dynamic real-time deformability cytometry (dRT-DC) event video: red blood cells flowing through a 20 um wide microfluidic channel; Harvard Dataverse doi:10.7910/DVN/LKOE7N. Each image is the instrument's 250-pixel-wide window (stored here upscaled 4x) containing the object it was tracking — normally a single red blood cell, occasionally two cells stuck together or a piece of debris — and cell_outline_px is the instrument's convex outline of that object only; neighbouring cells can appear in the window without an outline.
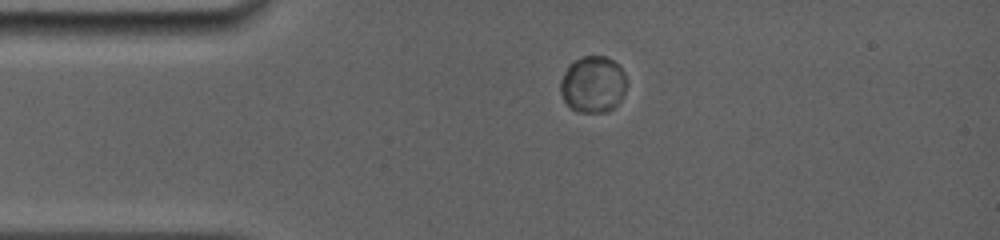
{"species": "common noctule bat (a hibernating species)", "species_latin": "Nyctalus noctula", "temperature_condition": "room temperature", "stored_images_in_passage": 3, "camera_frame_rate_fps": 5000, "um_per_image_px": 0.085, "animal": {"sex": "female", "body_mass_g": 19.0, "forearm_length_mm": 56.7}, "frame": {"image": 1, "passage_image": 2, "time_ms": 1.0, "image_size_px": [1000, 240], "cell_outline_px": [[628, 84], [620, 100], [608, 112], [576, 112], [564, 100], [560, 92], [560, 80], [568, 64], [584, 56], [604, 56], [620, 64], [624, 72]], "centroid_in_image_um": [50.41, 7.16], "position_along_channel_um": 34.6, "area_um2": 22.02}}